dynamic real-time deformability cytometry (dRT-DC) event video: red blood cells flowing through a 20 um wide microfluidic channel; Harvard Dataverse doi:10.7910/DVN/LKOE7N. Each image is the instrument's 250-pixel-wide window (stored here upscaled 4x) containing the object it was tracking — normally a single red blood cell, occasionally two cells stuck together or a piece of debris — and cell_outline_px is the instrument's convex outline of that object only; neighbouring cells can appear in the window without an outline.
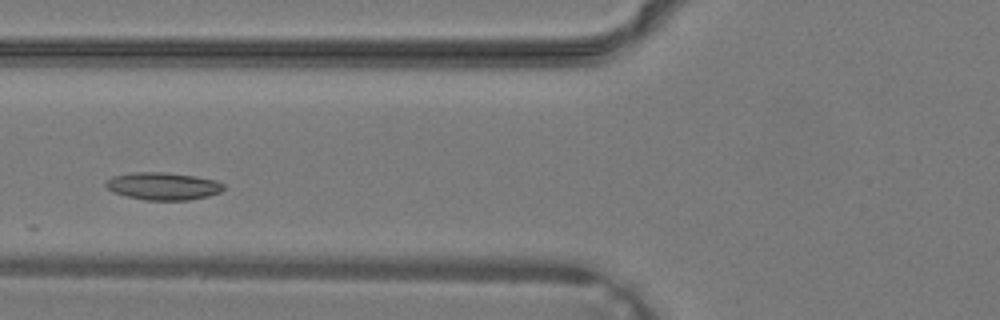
{"species": "common noctule bat (a hibernating species)", "species_latin": "Nyctalus noctula", "temperature_condition": "warm", "stored_images_in_passage": 13, "camera_frame_rate_fps": 3000, "um_per_image_px": 0.085, "animal": {"sex": "male", "body_mass_g": 19.2, "forearm_length_mm": 51.8}, "frame": {"image": 1, "passage_image": 6, "time_ms": 1.667, "image_size_px": [1000, 320], "cell_outline_px": [[224, 188], [220, 192], [208, 196], [188, 200], [144, 200], [112, 192], [104, 184], [112, 176], [132, 172], [168, 172], [196, 176], [216, 180], [224, 184]], "centroid_in_image_um": [13.87, 15.81], "position_along_channel_um": 111.9, "area_um2": 18.96}}
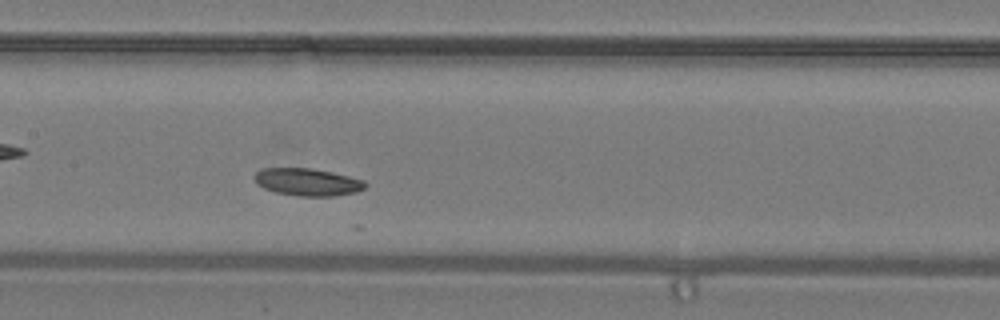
{"frame": {"image": 2, "passage_image": 10, "time_ms": 3.0, "image_size_px": [1000, 320], "cell_outline_px": [[368, 184], [364, 188], [356, 192], [336, 196], [296, 196], [276, 192], [264, 188], [256, 184], [252, 176], [256, 172], [264, 168], [308, 168], [348, 176], [364, 180]], "centroid_in_image_um": [26.11, 15.48], "position_along_channel_um": 181.3, "area_um2": 17.69}}
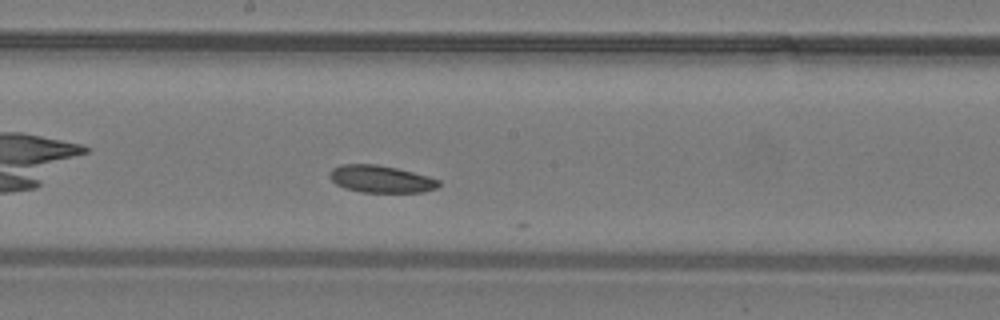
{"frame": {"image": 3, "passage_image": 12, "time_ms": 3.667, "image_size_px": [1000, 320], "cell_outline_px": [[440, 184], [436, 188], [424, 192], [360, 192], [344, 188], [336, 184], [328, 176], [328, 172], [332, 168], [340, 164], [376, 164], [396, 168], [428, 176], [440, 180]], "centroid_in_image_um": [32.34, 15.21], "position_along_channel_um": 215.9, "area_um2": 17.4}}